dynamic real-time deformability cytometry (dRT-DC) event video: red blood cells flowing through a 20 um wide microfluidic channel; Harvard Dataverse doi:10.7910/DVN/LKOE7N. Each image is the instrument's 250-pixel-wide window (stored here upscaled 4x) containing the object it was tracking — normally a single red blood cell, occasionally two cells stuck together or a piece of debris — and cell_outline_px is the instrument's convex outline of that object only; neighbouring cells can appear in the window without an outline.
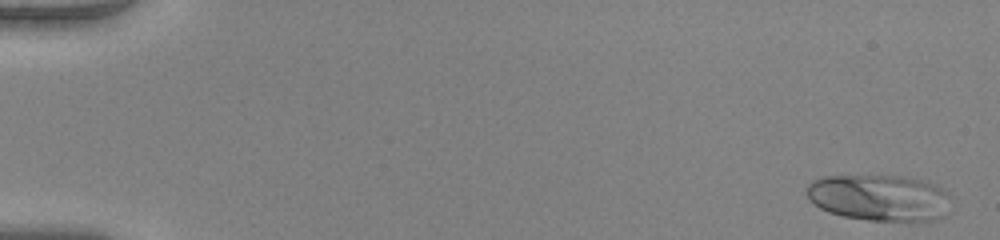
{"species": "human", "species_latin": "Homo sapiens", "temperature_condition": "warm", "stored_images_in_passage": 51, "camera_frame_rate_fps": 3000, "um_per_image_px": 0.085, "donor": {"sex": "female"}, "frame": {"image": 1, "passage_image": 2, "time_ms": 0.333, "image_size_px": [1000, 240], "cell_outline_px": [[952, 196], [948, 212], [940, 220], [916, 224], [868, 220], [844, 216], [828, 212], [812, 204], [808, 200], [808, 184], [812, 180], [824, 176], [900, 176], [924, 180], [936, 184], [948, 192]], "centroid_in_image_um": [74.85, 16.85], "position_along_channel_um": 10.1, "area_um2": 40.4}}
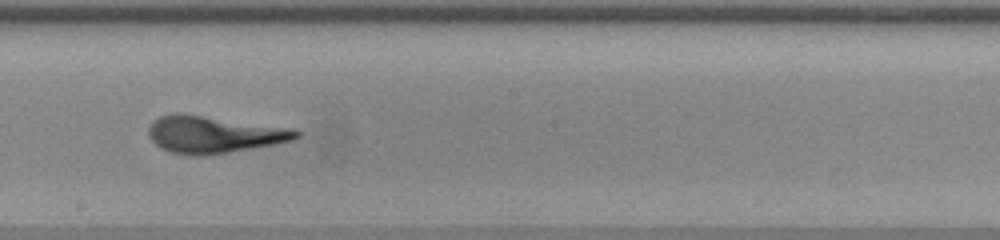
{"frame": {"image": 2, "passage_image": 30, "time_ms": 9.667, "image_size_px": [1000, 240], "cell_outline_px": [[300, 136], [292, 140], [252, 148], [204, 156], [188, 156], [168, 152], [160, 148], [148, 136], [148, 128], [152, 120], [160, 116], [176, 112], [296, 128], [300, 132]], "centroid_in_image_um": [18.14, 11.43], "position_along_channel_um": 230.1, "area_um2": 32.19}}
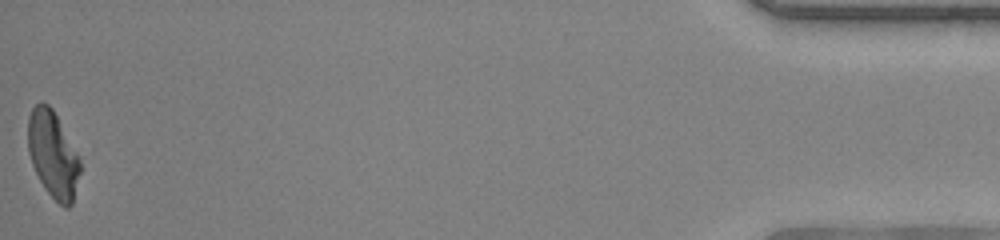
{"frame": {"image": 3, "passage_image": 51, "time_ms": 16.667, "image_size_px": [1000, 240], "cell_outline_px": [[80, 172], [72, 204], [68, 208], [64, 208], [44, 188], [32, 164], [28, 152], [28, 116], [32, 108], [40, 100], [48, 104], [52, 108], [76, 152], [80, 160]], "centroid_in_image_um": [4.48, 13.12], "position_along_channel_um": 430.7, "area_um2": 26.01}}